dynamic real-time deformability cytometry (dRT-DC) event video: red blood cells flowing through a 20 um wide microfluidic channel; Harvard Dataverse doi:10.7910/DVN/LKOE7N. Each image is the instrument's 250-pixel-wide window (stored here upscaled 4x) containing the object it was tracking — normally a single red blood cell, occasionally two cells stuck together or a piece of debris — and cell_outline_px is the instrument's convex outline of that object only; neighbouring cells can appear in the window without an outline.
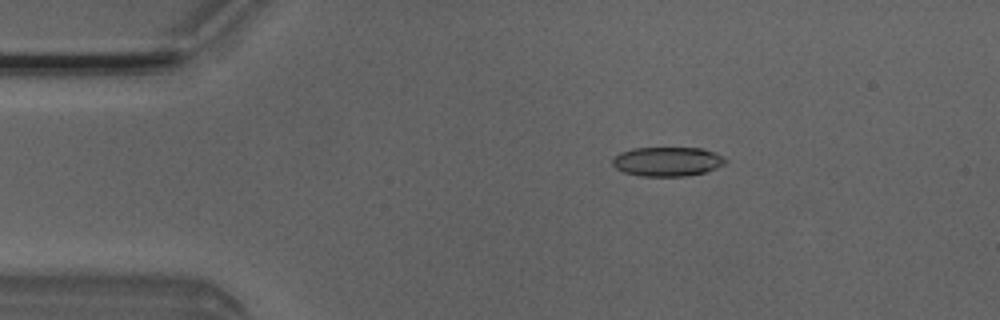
{"species": "Egyptian fruit bat (a non-hibernating species)", "species_latin": "Rousettus aegyptiacus", "temperature_condition": "room temperature", "stored_images_in_passage": 5, "camera_frame_rate_fps": 3000, "um_per_image_px": 0.085, "animal": {"sex": "male"}, "frame": {"image": 1, "passage_image": 3, "time_ms": 0.667, "image_size_px": [1000, 320], "cell_outline_px": [[728, 160], [724, 164], [716, 168], [704, 172], [684, 176], [640, 176], [624, 172], [616, 168], [612, 164], [612, 160], [620, 152], [632, 148], [704, 148], [716, 152]], "centroid_in_image_um": [56.74, 13.72], "position_along_channel_um": 28.3, "area_um2": 19.31}}